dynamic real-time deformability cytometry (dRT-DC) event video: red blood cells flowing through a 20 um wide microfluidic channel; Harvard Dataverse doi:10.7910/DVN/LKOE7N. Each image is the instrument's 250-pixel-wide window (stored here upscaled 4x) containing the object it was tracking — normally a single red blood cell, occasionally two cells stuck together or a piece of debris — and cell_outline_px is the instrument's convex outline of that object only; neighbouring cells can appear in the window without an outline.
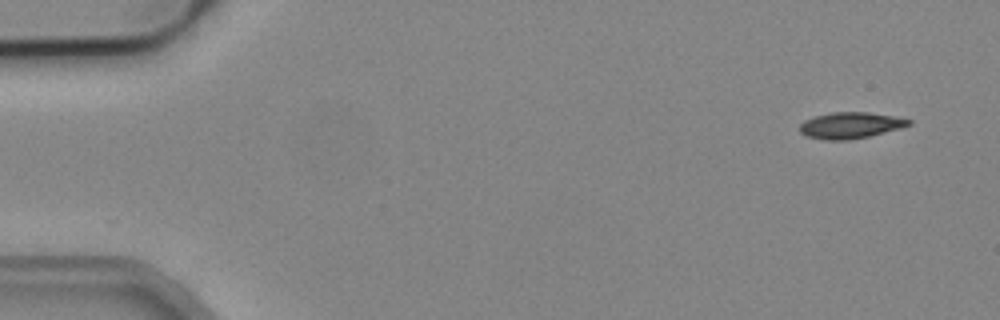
{"species": "common noctule bat (a hibernating species)", "species_latin": "Nyctalus noctula", "temperature_condition": "cold", "stored_images_in_passage": 5, "camera_frame_rate_fps": 3000, "um_per_image_px": 0.085, "animal": {"sex": "male", "body_mass_g": 19.2, "forearm_length_mm": 51.8}, "frame": {"image": 1, "passage_image": 2, "time_ms": 0.333, "image_size_px": [1000, 320], "cell_outline_px": [[912, 124], [900, 128], [868, 136], [848, 140], [824, 140], [808, 136], [800, 132], [800, 124], [804, 120], [816, 116], [832, 112], [868, 112], [892, 116], [912, 120]], "centroid_in_image_um": [72.28, 10.65], "position_along_channel_um": 12.7, "area_um2": 16.47}}
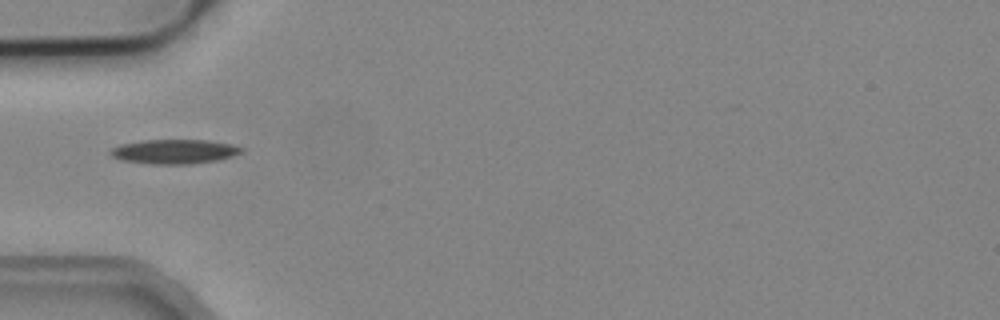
{"frame": {"image": 2, "passage_image": 5, "time_ms": 1.333, "image_size_px": [1000, 320], "cell_outline_px": [[244, 148], [240, 152], [232, 156], [216, 160], [188, 164], [152, 164], [120, 160], [112, 156], [108, 152], [112, 148], [120, 144], [140, 140], [208, 140], [232, 144]], "centroid_in_image_um": [14.77, 12.87], "position_along_channel_um": 70.2, "area_um2": 18.61}}